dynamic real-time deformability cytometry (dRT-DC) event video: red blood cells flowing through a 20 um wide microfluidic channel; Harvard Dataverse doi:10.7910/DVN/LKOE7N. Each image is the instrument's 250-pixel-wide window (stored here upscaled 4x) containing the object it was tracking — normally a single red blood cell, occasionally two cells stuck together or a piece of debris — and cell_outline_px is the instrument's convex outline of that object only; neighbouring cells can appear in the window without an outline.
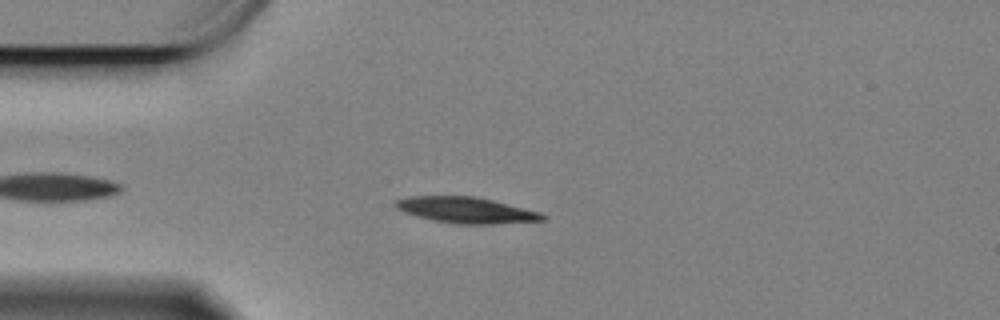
{"species": "Egyptian fruit bat (a non-hibernating species)", "species_latin": "Rousettus aegyptiacus", "temperature_condition": "cold", "stored_images_in_passage": 48, "camera_frame_rate_fps": 3000, "um_per_image_px": 0.085, "animal": {"sex": "female"}, "frame": {"image": 1, "passage_image": 7, "time_ms": 2.0, "image_size_px": [1000, 320], "cell_outline_px": [[548, 216], [544, 220], [492, 224], [452, 224], [432, 220], [416, 216], [404, 212], [396, 208], [392, 204], [396, 200], [408, 196], [472, 196], [492, 200], [540, 212]], "centroid_in_image_um": [39.58, 17.86], "position_along_channel_um": 45.4, "area_um2": 22.31}}
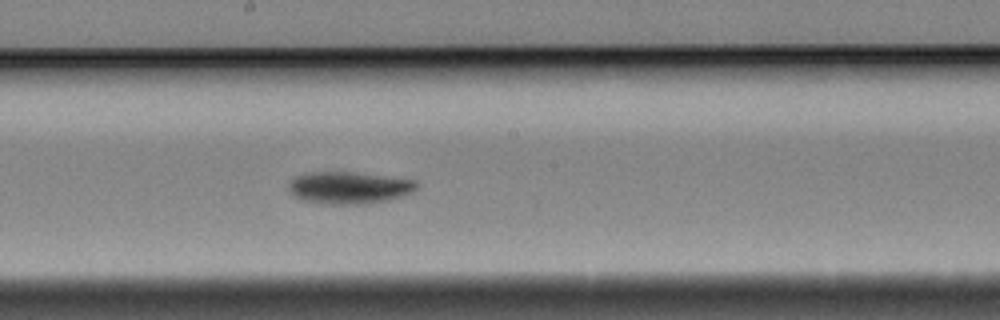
{"frame": {"image": 2, "passage_image": 24, "time_ms": 7.667, "image_size_px": [1000, 320], "cell_outline_px": [[420, 184], [412, 192], [388, 200], [368, 204], [320, 204], [300, 200], [288, 192], [288, 184], [296, 176], [312, 172], [352, 172], [416, 180]], "centroid_in_image_um": [29.64, 15.97], "position_along_channel_um": 218.6, "area_um2": 24.1}}
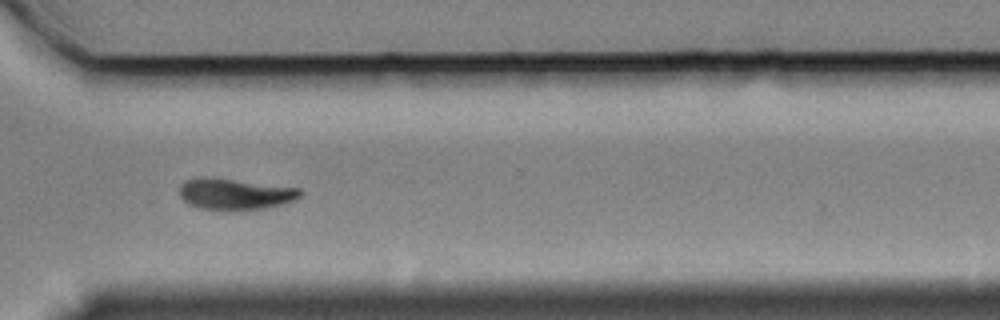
{"frame": {"image": 3, "passage_image": 36, "time_ms": 11.667, "image_size_px": [1000, 320], "cell_outline_px": [[304, 192], [300, 196], [292, 200], [268, 208], [200, 208], [188, 204], [180, 196], [180, 184], [184, 180], [196, 176], [212, 176], [300, 188]], "centroid_in_image_um": [19.93, 16.43], "position_along_channel_um": 350.7, "area_um2": 21.79}, "authors_computed_cell_mechanics": {"area_um2": 22.5709, "velocity_mm_per_s": 3.302, "shape_relaxation_time_tau1_ms": 2.2707, "shape_relaxation_time_tau2_ms": null, "deformation_change_tau1": 0.1042, "deformation_change_tau2": null}}